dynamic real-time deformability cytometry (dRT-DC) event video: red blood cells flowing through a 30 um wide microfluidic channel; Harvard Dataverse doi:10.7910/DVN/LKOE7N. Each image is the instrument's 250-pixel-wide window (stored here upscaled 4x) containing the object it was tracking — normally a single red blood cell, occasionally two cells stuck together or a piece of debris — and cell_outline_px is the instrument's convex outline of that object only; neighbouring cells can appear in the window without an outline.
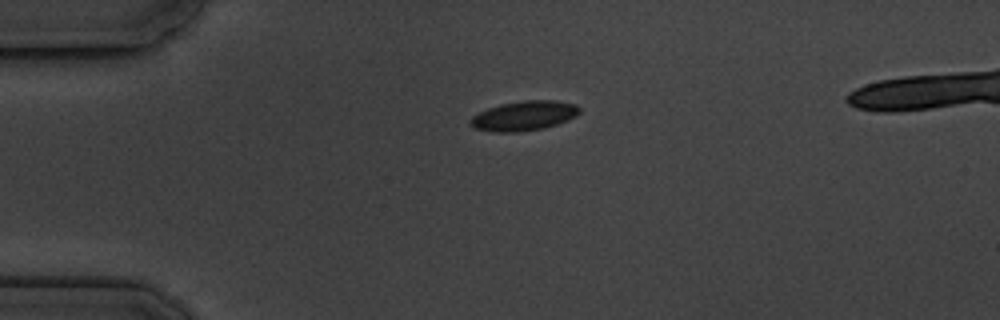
{"species": "common noctule bat (a hibernating species)", "species_latin": "Nyctalus noctula", "temperature_condition": "cold", "stored_images_in_passage": 3, "camera_frame_rate_fps": 3000, "um_per_image_px": 0.085, "animal": {"sex": "male", "body_mass_g": 19.5, "forearm_length_mm": 54.6}, "frame": {"image": 1, "passage_image": 1, "time_ms": 0.0, "image_size_px": [1000, 320], "cell_outline_px": [[580, 112], [576, 116], [568, 120], [544, 128], [516, 132], [492, 132], [476, 128], [468, 124], [468, 120], [472, 116], [488, 108], [500, 104], [524, 100], [556, 100], [576, 104], [580, 108]], "centroid_in_image_um": [44.53, 9.84], "position_along_channel_um": 40.5, "area_um2": 18.96}}